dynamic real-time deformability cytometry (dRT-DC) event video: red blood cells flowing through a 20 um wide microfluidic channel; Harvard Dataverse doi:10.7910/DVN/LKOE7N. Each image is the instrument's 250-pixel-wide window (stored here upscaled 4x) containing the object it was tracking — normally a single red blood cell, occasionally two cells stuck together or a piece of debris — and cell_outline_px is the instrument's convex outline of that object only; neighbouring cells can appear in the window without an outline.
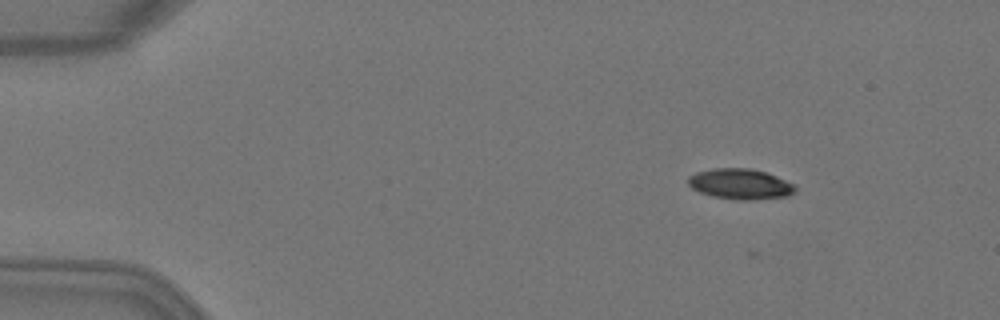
{"species": "Egyptian fruit bat (a non-hibernating species)", "species_latin": "Rousettus aegyptiacus", "temperature_condition": "warm", "stored_images_in_passage": 4, "camera_frame_rate_fps": 3000, "um_per_image_px": 0.085, "animal": {"sex": "female"}, "frame": {"image": 1, "passage_image": 3, "time_ms": 0.667, "image_size_px": [1000, 320], "cell_outline_px": [[796, 192], [788, 196], [752, 200], [736, 200], [712, 196], [700, 192], [692, 188], [688, 184], [688, 176], [696, 172], [712, 168], [748, 168], [764, 172], [776, 176], [796, 184]], "centroid_in_image_um": [62.93, 15.64], "position_along_channel_um": 22.1, "area_um2": 19.19}}